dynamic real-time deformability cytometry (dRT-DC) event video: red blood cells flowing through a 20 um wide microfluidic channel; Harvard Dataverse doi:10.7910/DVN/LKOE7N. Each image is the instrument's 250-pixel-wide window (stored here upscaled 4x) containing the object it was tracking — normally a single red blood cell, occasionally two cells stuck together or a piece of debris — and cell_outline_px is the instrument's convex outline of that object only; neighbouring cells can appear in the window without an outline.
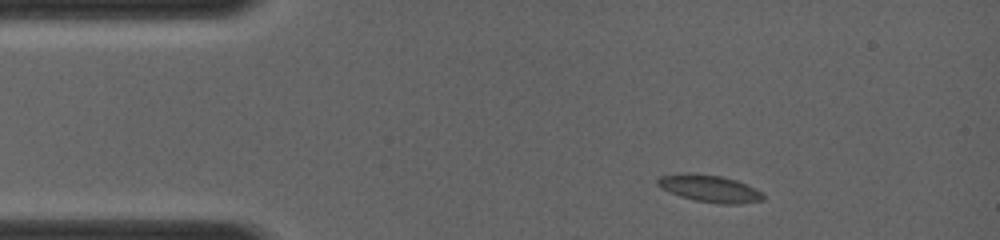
{"species": "common noctule bat (a hibernating species)", "species_latin": "Nyctalus noctula", "temperature_condition": "room temperature", "stored_images_in_passage": 3, "camera_frame_rate_fps": 4000, "um_per_image_px": 0.085, "animal": {"sex": "female", "body_mass_g": 19.0, "forearm_length_mm": 56.7}, "frame": {"image": 1, "passage_image": 1, "time_ms": 0.0, "image_size_px": [1000, 240], "cell_outline_px": [[764, 200], [740, 204], [720, 204], [696, 200], [680, 196], [656, 184], [656, 180], [660, 176], [688, 172], [720, 176], [736, 180], [756, 188], [764, 192]], "centroid_in_image_um": [60.37, 16.02], "position_along_channel_um": 24.6, "area_um2": 16.65}}